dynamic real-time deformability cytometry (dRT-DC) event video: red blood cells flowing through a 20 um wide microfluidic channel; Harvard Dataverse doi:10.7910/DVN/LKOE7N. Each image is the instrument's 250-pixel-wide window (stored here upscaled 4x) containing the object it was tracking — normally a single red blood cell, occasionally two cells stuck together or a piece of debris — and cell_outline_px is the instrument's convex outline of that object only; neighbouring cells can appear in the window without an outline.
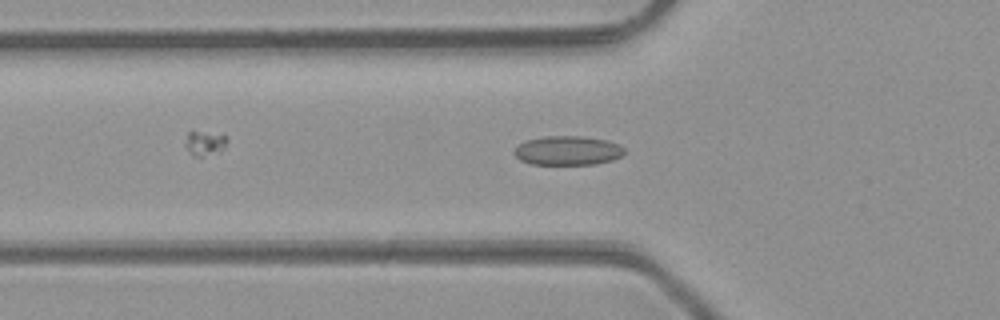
{"species": "common noctule bat (a hibernating species)", "species_latin": "Nyctalus noctula", "temperature_condition": "room temperature", "stored_images_in_passage": 39, "camera_frame_rate_fps": 3000, "um_per_image_px": 0.085, "animal": {"sex": "male", "body_mass_g": 23.1, "forearm_length_mm": 52.7}, "frame": {"image": 1, "passage_image": 12, "time_ms": 3.667, "image_size_px": [1000, 320], "cell_outline_px": [[624, 152], [620, 156], [612, 160], [596, 164], [532, 164], [520, 160], [512, 152], [520, 144], [528, 140], [544, 136], [584, 136], [608, 140], [620, 144], [624, 148]], "centroid_in_image_um": [48.28, 12.79], "position_along_channel_um": 77.5, "area_um2": 18.73}}
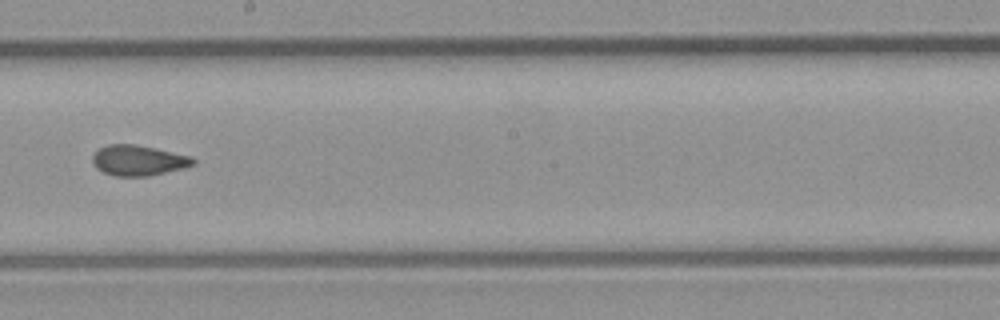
{"frame": {"image": 2, "passage_image": 23, "time_ms": 7.333, "image_size_px": [1000, 320], "cell_outline_px": [[196, 164], [184, 168], [148, 176], [116, 176], [104, 172], [96, 168], [92, 164], [92, 156], [100, 148], [108, 144], [136, 144], [156, 148], [192, 156], [196, 160]], "centroid_in_image_um": [11.78, 13.63], "position_along_channel_um": 236.4, "area_um2": 17.98}}
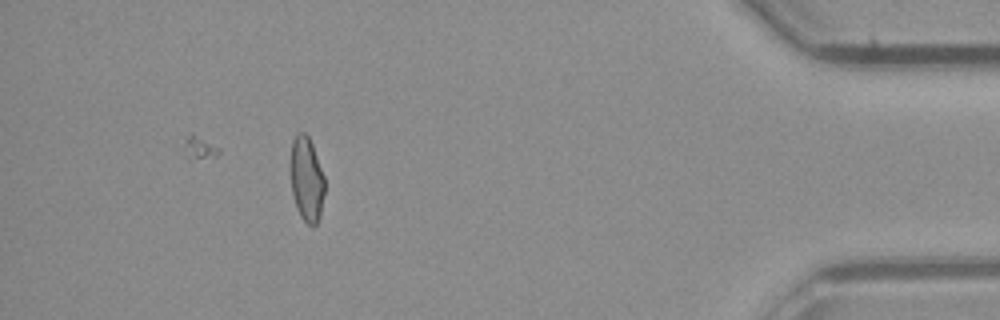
{"frame": {"image": 3, "passage_image": 39, "time_ms": 12.667, "image_size_px": [1000, 320], "cell_outline_px": [[324, 192], [320, 216], [316, 224], [312, 228], [300, 216], [296, 208], [292, 196], [288, 164], [292, 140], [300, 132], [304, 132], [308, 136], [312, 144], [324, 176]], "centroid_in_image_um": [26.01, 15.24], "position_along_channel_um": 409.2, "area_um2": 17.34}, "authors_computed_cell_mechanics": {"area_um2": 17.9758, "velocity_mm_per_s": 4.2975, "shape_relaxation_time_tau1_ms": null, "shape_relaxation_time_tau2_ms": 1.4394, "deformation_change_tau1": null, "deformation_change_tau2": 0.0779}}